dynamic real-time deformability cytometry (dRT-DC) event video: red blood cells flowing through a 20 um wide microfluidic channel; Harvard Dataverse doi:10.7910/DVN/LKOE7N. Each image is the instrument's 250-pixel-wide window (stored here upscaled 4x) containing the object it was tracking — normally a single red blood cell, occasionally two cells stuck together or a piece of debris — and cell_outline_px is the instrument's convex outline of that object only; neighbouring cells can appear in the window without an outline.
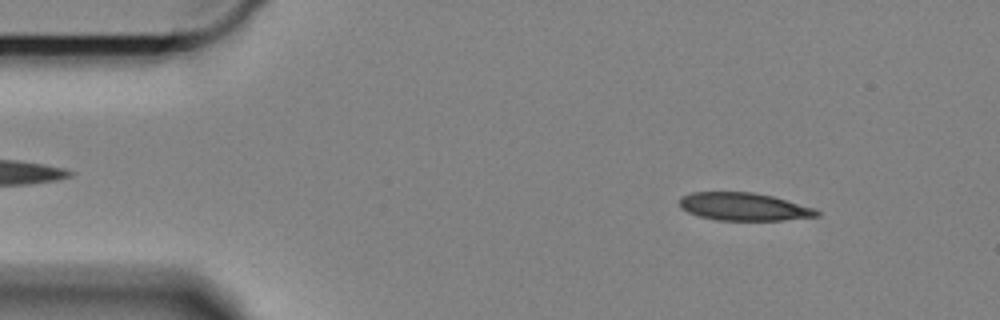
{"species": "Egyptian fruit bat (a non-hibernating species)", "species_latin": "Rousettus aegyptiacus", "temperature_condition": "cold", "stored_images_in_passage": 58, "camera_frame_rate_fps": 3000, "um_per_image_px": 0.085, "animal": {"sex": "female"}, "frame": {"image": 1, "passage_image": 6, "time_ms": 1.667, "image_size_px": [1000, 320], "cell_outline_px": [[820, 216], [780, 220], [716, 220], [700, 216], [688, 212], [680, 208], [680, 196], [692, 192], [752, 192], [772, 196], [816, 208], [820, 212]], "centroid_in_image_um": [63.23, 17.56], "position_along_channel_um": 21.8, "area_um2": 22.25}}
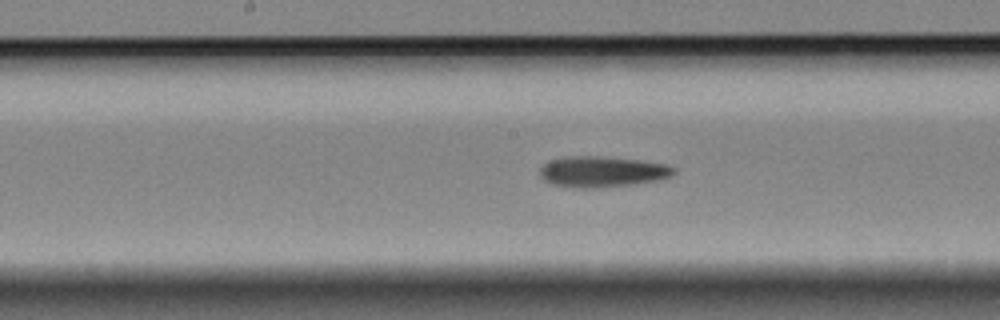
{"frame": {"image": 2, "passage_image": 28, "time_ms": 9.0, "image_size_px": [1000, 320], "cell_outline_px": [[676, 172], [672, 176], [660, 180], [632, 184], [596, 188], [580, 188], [552, 184], [544, 180], [540, 176], [540, 168], [548, 160], [568, 156], [600, 156], [640, 160], [668, 164], [676, 168]], "centroid_in_image_um": [51.21, 14.59], "position_along_channel_um": 197.0, "area_um2": 24.28}}
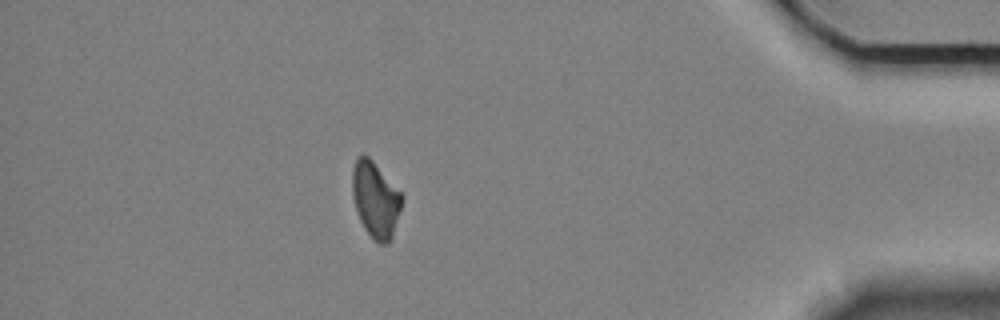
{"frame": {"image": 3, "passage_image": 51, "time_ms": 16.667, "image_size_px": [1000, 320], "cell_outline_px": [[404, 196], [392, 236], [388, 244], [380, 244], [372, 240], [364, 228], [360, 220], [352, 196], [352, 168], [356, 160], [360, 156], [368, 156], [372, 160]], "centroid_in_image_um": [31.91, 16.99], "position_along_channel_um": 403.3, "area_um2": 21.73}}